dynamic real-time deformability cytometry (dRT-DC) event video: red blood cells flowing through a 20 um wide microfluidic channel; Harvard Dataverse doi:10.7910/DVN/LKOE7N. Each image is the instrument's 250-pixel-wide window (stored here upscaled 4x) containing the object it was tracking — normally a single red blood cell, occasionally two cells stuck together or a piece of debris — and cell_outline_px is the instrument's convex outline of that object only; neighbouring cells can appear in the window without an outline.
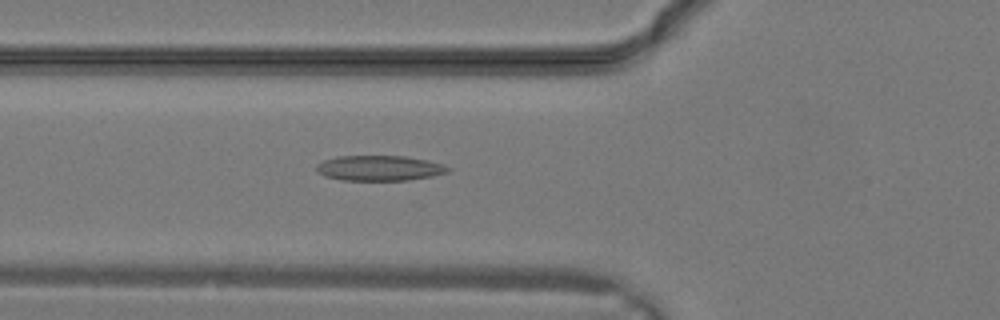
{"species": "common noctule bat (a hibernating species)", "species_latin": "Nyctalus noctula", "temperature_condition": "warm", "stored_images_in_passage": 6, "camera_frame_rate_fps": 3000, "um_per_image_px": 0.085, "animal": {"sex": "male", "body_mass_g": 19.2, "forearm_length_mm": 51.8}, "frame": {"image": 1, "passage_image": 4, "time_ms": 1.0, "image_size_px": [1000, 320], "cell_outline_px": [[452, 168], [448, 172], [432, 176], [408, 180], [340, 180], [324, 176], [316, 172], [316, 164], [324, 160], [336, 156], [404, 156], [428, 160], [444, 164]], "centroid_in_image_um": [32.24, 14.29], "position_along_channel_um": 93.6, "area_um2": 19.54}}
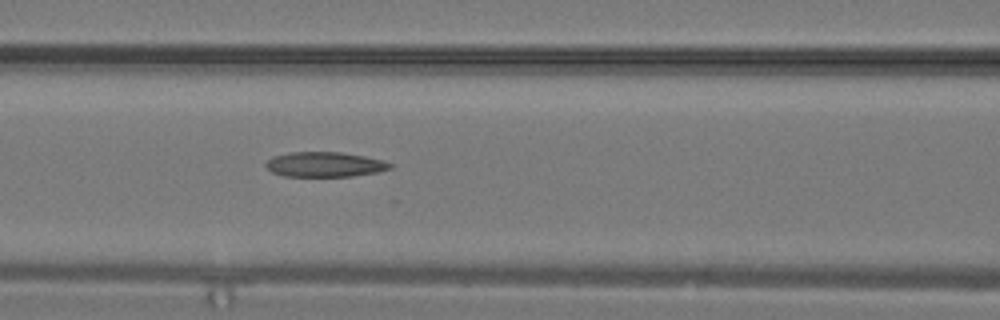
{"frame": {"image": 2, "passage_image": 6, "time_ms": 1.667, "image_size_px": [1000, 320], "cell_outline_px": [[392, 168], [376, 172], [352, 176], [284, 176], [272, 172], [264, 164], [272, 156], [288, 152], [340, 152], [364, 156], [384, 160], [392, 164]], "centroid_in_image_um": [27.59, 13.97], "position_along_channel_um": 139.0, "area_um2": 18.03}}